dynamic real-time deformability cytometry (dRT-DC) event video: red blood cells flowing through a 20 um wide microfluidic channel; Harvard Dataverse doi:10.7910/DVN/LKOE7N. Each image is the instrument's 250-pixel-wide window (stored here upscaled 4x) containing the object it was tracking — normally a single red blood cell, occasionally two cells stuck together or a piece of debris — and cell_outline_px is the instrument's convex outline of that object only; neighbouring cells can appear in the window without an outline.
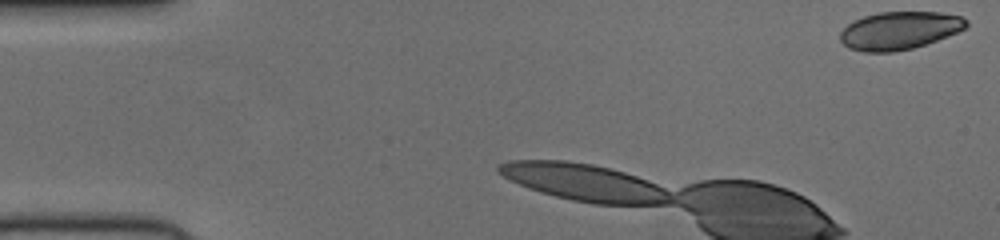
{"species": "human", "species_latin": "Homo sapiens", "temperature_condition": "cold", "stored_images_in_passage": 5, "camera_frame_rate_fps": 3000, "um_per_image_px": 0.085, "donor": {"sex": "female"}, "frame": {"image": 1, "passage_image": 1, "time_ms": 0.0, "image_size_px": [1000, 240], "cell_outline_px": [[968, 24], [964, 28], [948, 36], [912, 48], [892, 52], [864, 52], [848, 48], [840, 40], [840, 32], [848, 24], [864, 16], [880, 12], [940, 12], [960, 16], [968, 20]], "centroid_in_image_um": [76.44, 2.59], "position_along_channel_um": 8.6, "area_um2": 27.63}}